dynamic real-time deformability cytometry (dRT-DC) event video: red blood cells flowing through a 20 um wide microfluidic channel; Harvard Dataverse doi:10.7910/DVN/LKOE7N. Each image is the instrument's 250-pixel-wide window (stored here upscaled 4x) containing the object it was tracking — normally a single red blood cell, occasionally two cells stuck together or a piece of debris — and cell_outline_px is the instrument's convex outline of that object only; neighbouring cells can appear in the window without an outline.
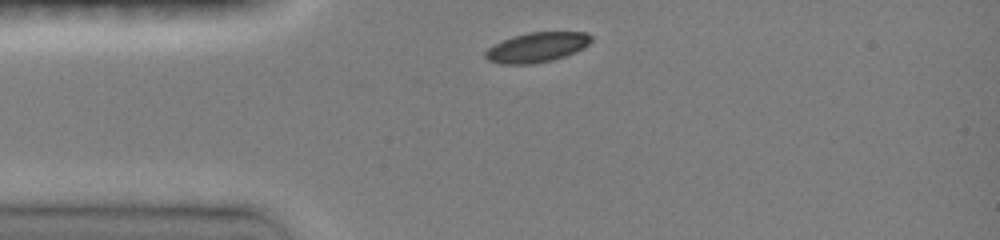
{"species": "common noctule bat (a hibernating species)", "species_latin": "Nyctalus noctula", "temperature_condition": "room temperature", "stored_images_in_passage": 30, "camera_frame_rate_fps": 3000, "um_per_image_px": 0.085, "animal": {"sex": "female", "body_mass_g": 19.0, "forearm_length_mm": 51.5}, "frame": {"image": 1, "passage_image": 1, "time_ms": 0.0, "image_size_px": [1000, 240], "cell_outline_px": [[592, 40], [584, 48], [564, 56], [552, 60], [532, 64], [500, 64], [488, 60], [484, 56], [484, 52], [492, 44], [512, 36], [528, 32], [584, 32], [592, 36]], "centroid_in_image_um": [45.6, 4.02], "position_along_channel_um": 39.4, "area_um2": 18.5}}
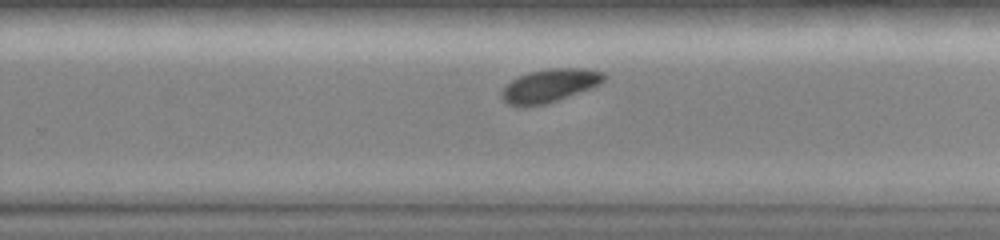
{"frame": {"image": 2, "passage_image": 25, "time_ms": 6.667, "image_size_px": [1000, 240], "cell_outline_px": [[608, 76], [600, 84], [592, 88], [544, 104], [508, 104], [500, 96], [504, 88], [512, 80], [528, 72], [548, 68], [584, 68], [604, 72]], "centroid_in_image_um": [46.8, 7.23], "position_along_channel_um": 283.0, "area_um2": 19.36}}
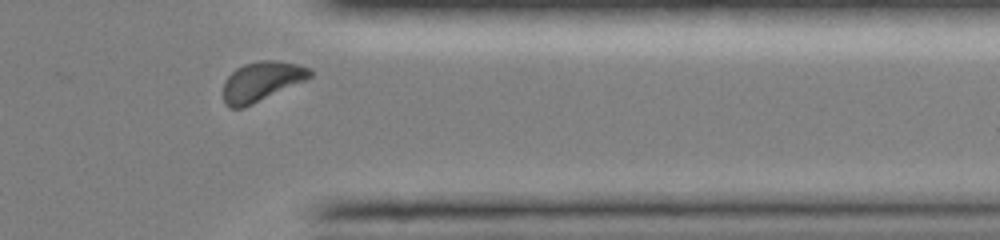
{"frame": {"image": 3, "passage_image": 29, "time_ms": 9.333, "image_size_px": [1000, 240], "cell_outline_px": [[312, 76], [304, 80], [244, 108], [228, 108], [224, 104], [224, 80], [236, 68], [244, 64], [260, 60], [276, 60], [296, 64], [312, 68]], "centroid_in_image_um": [22.2, 6.92], "position_along_channel_um": 389.2, "area_um2": 19.88}, "authors_computed_cell_mechanics": {"area_um2": 20.1144, "velocity_mm_per_s": 3.9437, "shape_relaxation_time_tau1_ms": 1.6116, "shape_relaxation_time_tau2_ms": null, "deformation_change_tau1": 0.1066, "deformation_change_tau2": null}}